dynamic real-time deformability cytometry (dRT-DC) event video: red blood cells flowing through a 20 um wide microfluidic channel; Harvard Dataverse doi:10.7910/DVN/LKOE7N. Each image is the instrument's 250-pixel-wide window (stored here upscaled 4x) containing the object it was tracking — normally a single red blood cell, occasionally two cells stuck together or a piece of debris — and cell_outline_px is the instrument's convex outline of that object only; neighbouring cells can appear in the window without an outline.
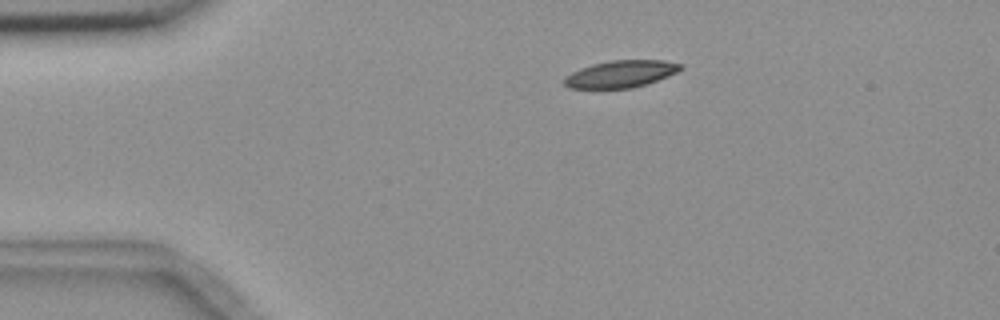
{"species": "common noctule bat (a hibernating species)", "species_latin": "Nyctalus noctula", "temperature_condition": "room temperature", "stored_images_in_passage": 6, "camera_frame_rate_fps": 3000, "um_per_image_px": 0.085, "animal": {"sex": "female", "body_mass_g": 18.4}, "frame": {"image": 1, "passage_image": 1, "time_ms": 0.0, "image_size_px": [1000, 320], "cell_outline_px": [[684, 68], [668, 76], [632, 88], [568, 88], [564, 84], [564, 76], [580, 68], [592, 64], [612, 60], [664, 60], [684, 64]], "centroid_in_image_um": [52.77, 6.27], "position_along_channel_um": 32.2, "area_um2": 18.32}}
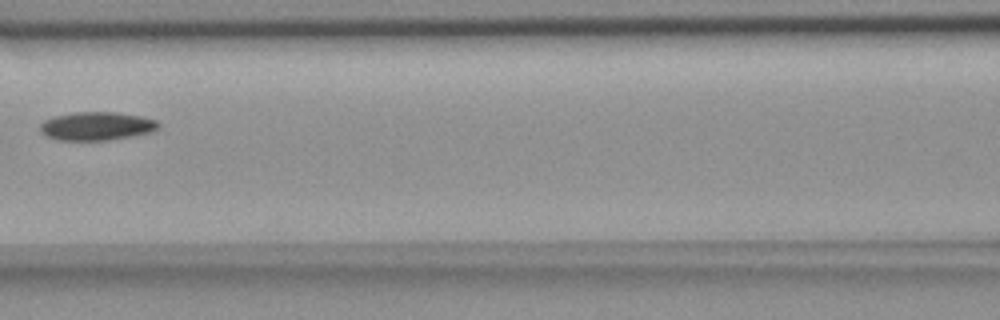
{"frame": {"image": 2, "passage_image": 5, "time_ms": 4.667, "image_size_px": [1000, 320], "cell_outline_px": [[160, 128], [156, 132], [108, 140], [56, 140], [40, 132], [40, 124], [44, 120], [56, 116], [72, 112], [116, 112], [140, 116], [156, 120], [160, 124]], "centroid_in_image_um": [8.26, 10.72], "position_along_channel_um": 158.3, "area_um2": 19.77}}
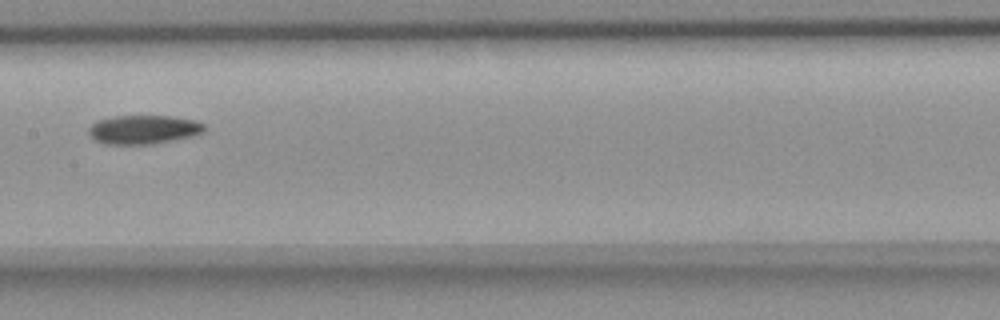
{"frame": {"image": 3, "passage_image": 6, "time_ms": 5.667, "image_size_px": [1000, 320], "cell_outline_px": [[204, 132], [192, 136], [152, 144], [104, 144], [92, 140], [88, 132], [88, 128], [96, 120], [116, 116], [172, 116], [196, 120], [204, 124]], "centroid_in_image_um": [12.16, 11.01], "position_along_channel_um": 195.2, "area_um2": 19.59}}